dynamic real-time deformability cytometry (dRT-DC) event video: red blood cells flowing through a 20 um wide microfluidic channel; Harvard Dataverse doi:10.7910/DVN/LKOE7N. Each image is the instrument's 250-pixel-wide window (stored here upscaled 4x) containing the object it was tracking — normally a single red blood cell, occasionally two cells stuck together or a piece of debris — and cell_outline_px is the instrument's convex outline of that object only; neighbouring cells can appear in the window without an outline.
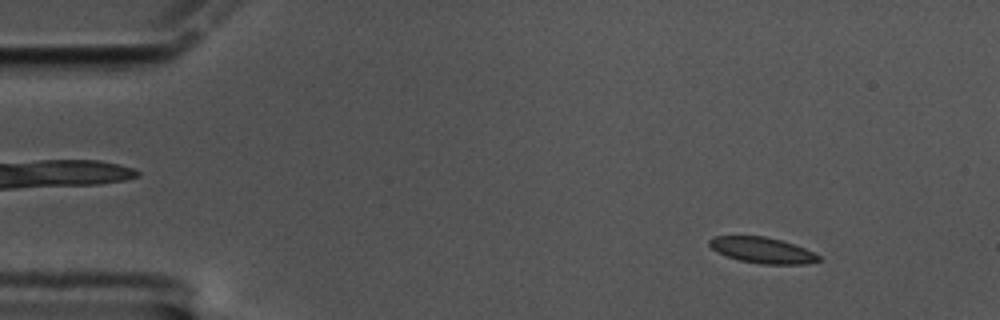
{"species": "common noctule bat (a hibernating species)", "species_latin": "Nyctalus noctula", "temperature_condition": "cold", "stored_images_in_passage": 60, "camera_frame_rate_fps": 3000, "um_per_image_px": 0.085, "animal": {"sex": "male", "body_mass_g": 17.5, "forearm_length_mm": 52.3}, "frame": {"image": 1, "passage_image": 7, "time_ms": 2.0, "image_size_px": [1000, 320], "cell_outline_px": [[820, 260], [804, 264], [760, 264], [740, 260], [716, 252], [708, 244], [708, 240], [712, 236], [764, 236], [780, 240], [804, 248], [820, 256]], "centroid_in_image_um": [64.75, 21.26], "position_along_channel_um": 20.3, "area_um2": 16.3}}
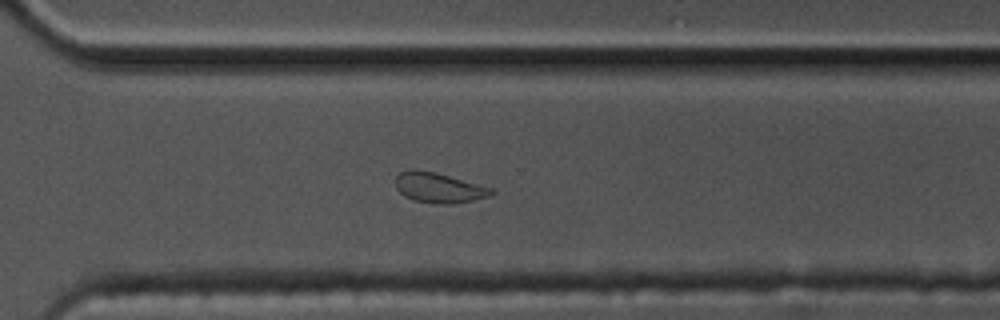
{"frame": {"image": 2, "passage_image": 43, "time_ms": 14.0, "image_size_px": [1000, 320], "cell_outline_px": [[496, 192], [488, 196], [456, 204], [436, 204], [412, 200], [404, 196], [396, 188], [396, 176], [400, 172], [412, 168], [436, 172], [496, 188]], "centroid_in_image_um": [37.33, 15.95], "position_along_channel_um": 333.3, "area_um2": 17.22}}
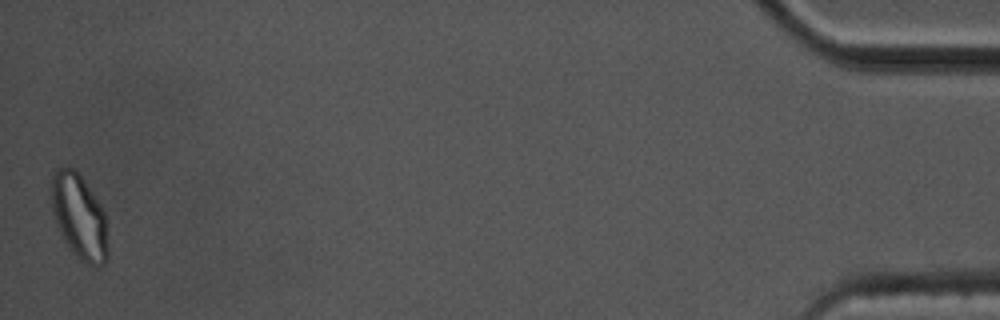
{"frame": {"image": 3, "passage_image": 60, "time_ms": 19.667, "image_size_px": [1000, 320], "cell_outline_px": [[108, 260], [100, 268], [96, 268], [80, 260], [68, 248], [56, 224], [52, 212], [52, 176], [56, 168], [72, 168], [80, 176], [100, 204], [104, 212], [108, 248]], "centroid_in_image_um": [6.75, 18.5], "position_along_channel_um": 428.5, "area_um2": 27.86}, "authors_computed_cell_mechanics": {"area_um2": 17.1088, "velocity_mm_per_s": 3.3182, "shape_relaxation_time_tau1_ms": null, "shape_relaxation_time_tau2_ms": 3.4045, "deformation_change_tau1": null, "deformation_change_tau2": 0.0616}}